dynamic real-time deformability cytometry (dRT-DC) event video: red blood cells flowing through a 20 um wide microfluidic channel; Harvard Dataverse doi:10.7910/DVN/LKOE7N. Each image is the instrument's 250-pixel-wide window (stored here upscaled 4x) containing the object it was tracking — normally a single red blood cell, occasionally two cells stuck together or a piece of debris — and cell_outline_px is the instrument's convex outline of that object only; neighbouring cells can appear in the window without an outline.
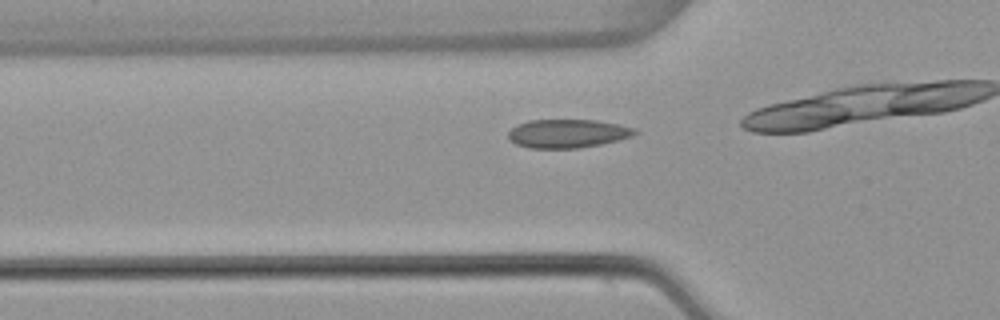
{"species": "common noctule bat (a hibernating species)", "species_latin": "Nyctalus noctula", "temperature_condition": "warm", "stored_images_in_passage": 10, "camera_frame_rate_fps": 3000, "um_per_image_px": 0.085, "animal": {"sex": "female", "body_mass_g": 22.7, "forearm_length_mm": 54.2}, "frame": {"image": 1, "passage_image": 6, "time_ms": 1.667, "image_size_px": [1000, 320], "cell_outline_px": [[640, 132], [632, 136], [620, 140], [580, 148], [528, 148], [516, 144], [508, 140], [508, 132], [516, 124], [528, 120], [596, 120], [620, 124], [636, 128]], "centroid_in_image_um": [48.26, 11.35], "position_along_channel_um": 77.5, "area_um2": 21.39}}